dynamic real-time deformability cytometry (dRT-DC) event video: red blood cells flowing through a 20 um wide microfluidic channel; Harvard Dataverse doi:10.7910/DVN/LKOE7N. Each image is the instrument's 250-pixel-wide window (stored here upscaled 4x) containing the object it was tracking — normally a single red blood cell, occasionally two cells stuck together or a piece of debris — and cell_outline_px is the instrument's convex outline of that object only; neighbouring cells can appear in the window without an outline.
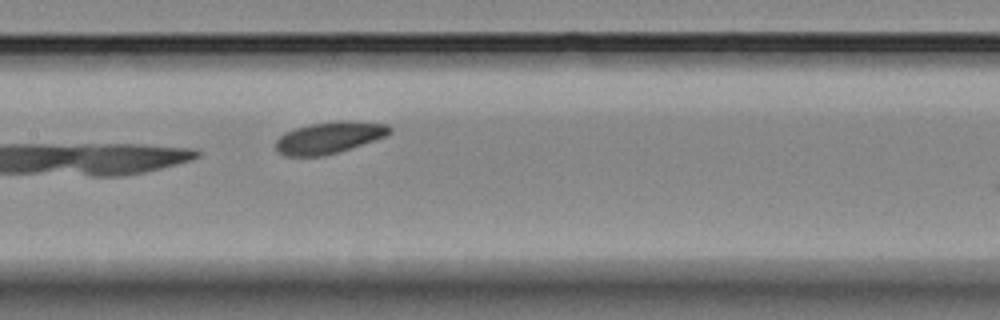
{"species": "Egyptian fruit bat (a non-hibernating species)", "species_latin": "Rousettus aegyptiacus", "temperature_condition": "room temperature", "stored_images_in_passage": 7, "camera_frame_rate_fps": 3000, "um_per_image_px": 0.085, "animal": {"sex": "female"}, "frame": {"image": 1, "passage_image": 7, "time_ms": 7.0, "image_size_px": [1000, 320], "cell_outline_px": [[392, 132], [384, 136], [352, 148], [324, 156], [284, 156], [276, 148], [276, 140], [284, 132], [296, 128], [312, 124], [340, 120], [348, 120], [388, 124], [392, 128]], "centroid_in_image_um": [27.99, 11.69], "position_along_channel_um": 179.4, "area_um2": 20.98}}